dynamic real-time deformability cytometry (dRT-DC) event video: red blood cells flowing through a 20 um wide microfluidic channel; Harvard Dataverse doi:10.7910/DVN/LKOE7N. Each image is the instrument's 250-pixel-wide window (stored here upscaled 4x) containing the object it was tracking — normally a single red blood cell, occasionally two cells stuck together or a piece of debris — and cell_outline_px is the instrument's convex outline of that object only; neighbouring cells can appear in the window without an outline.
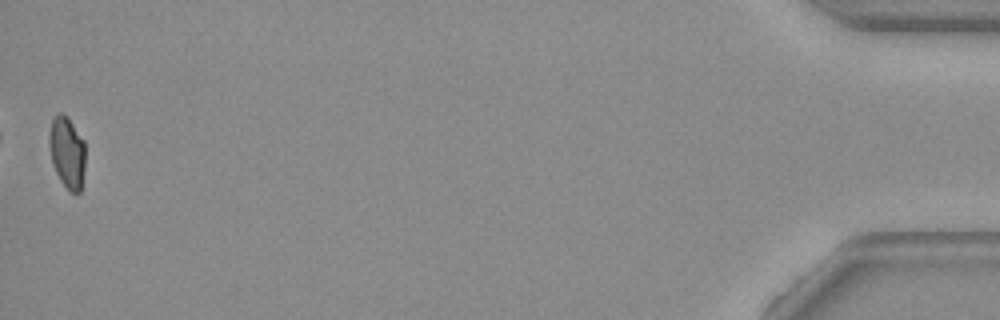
{"species": "common noctule bat (a hibernating species)", "species_latin": "Nyctalus noctula", "temperature_condition": "warm", "stored_images_in_passage": 41, "camera_frame_rate_fps": 3000, "um_per_image_px": 0.085, "animal": {"sex": "female", "body_mass_g": 19.3, "forearm_length_mm": 54.1}, "frame": {"image": 1, "passage_image": 41, "time_ms": 13.333, "image_size_px": [1000, 320], "cell_outline_px": [[84, 168], [80, 192], [68, 192], [60, 180], [52, 164], [48, 144], [48, 136], [52, 120], [60, 112], [72, 124], [84, 140]], "centroid_in_image_um": [5.68, 12.99], "position_along_channel_um": 429.5, "area_um2": 14.91}, "authors_computed_cell_mechanics": {"area_um2": 15.9528, "velocity_mm_per_s": 3.6698, "shape_relaxation_time_tau1_ms": null, "shape_relaxation_time_tau2_ms": 1.8749, "deformation_change_tau1": null, "deformation_change_tau2": 0.0623}}